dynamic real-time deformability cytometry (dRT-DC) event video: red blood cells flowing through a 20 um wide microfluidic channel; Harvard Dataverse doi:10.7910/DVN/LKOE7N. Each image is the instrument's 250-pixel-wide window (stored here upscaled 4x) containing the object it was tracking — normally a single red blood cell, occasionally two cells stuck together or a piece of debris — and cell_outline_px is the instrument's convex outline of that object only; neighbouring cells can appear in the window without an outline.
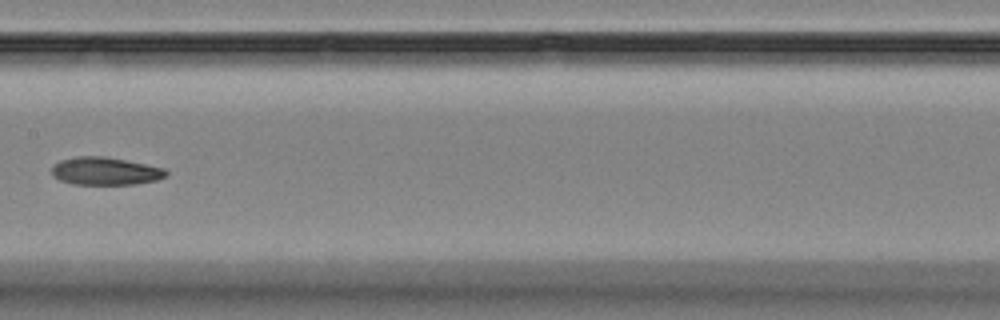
{"species": "Egyptian fruit bat (a non-hibernating species)", "species_latin": "Rousettus aegyptiacus", "temperature_condition": "room temperature", "stored_images_in_passage": 4, "camera_frame_rate_fps": 3000, "um_per_image_px": 0.085, "animal": {"sex": "female"}, "frame": {"image": 1, "passage_image": 4, "time_ms": 3.667, "image_size_px": [1000, 320], "cell_outline_px": [[168, 176], [156, 180], [136, 184], [72, 184], [60, 180], [52, 176], [52, 164], [60, 160], [76, 156], [104, 156], [164, 168], [168, 172]], "centroid_in_image_um": [8.92, 14.54], "position_along_channel_um": 198.5, "area_um2": 18.55}}